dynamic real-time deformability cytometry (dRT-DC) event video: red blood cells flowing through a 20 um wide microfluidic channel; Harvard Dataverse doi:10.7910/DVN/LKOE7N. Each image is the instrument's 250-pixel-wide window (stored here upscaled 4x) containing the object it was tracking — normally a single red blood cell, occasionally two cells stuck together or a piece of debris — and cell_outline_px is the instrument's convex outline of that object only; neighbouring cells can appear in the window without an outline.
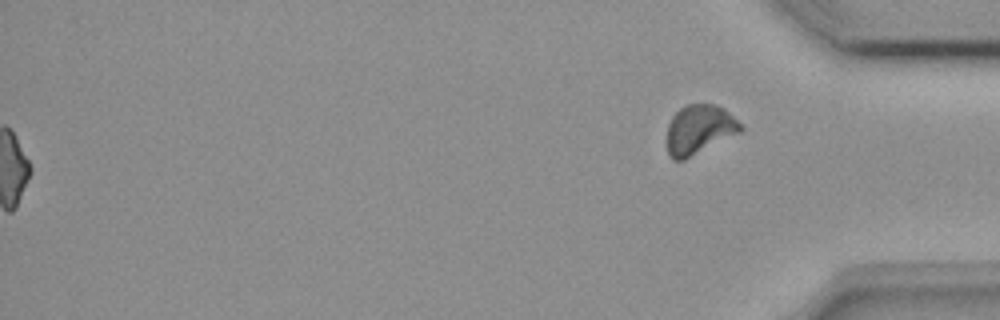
{"species": "common noctule bat (a hibernating species)", "species_latin": "Nyctalus noctula", "temperature_condition": "room temperature", "stored_images_in_passage": 53, "segment_of_instrument_passage": [2, 2], "camera_frame_rate_fps": 3000, "um_per_image_px": 0.085, "animal": {"sex": "female", "body_mass_g": 18.4}, "frame": {"image": 1, "passage_image": 53, "time_ms": 17.333, "image_size_px": [1000, 320], "cell_outline_px": [[744, 128], [740, 132], [684, 160], [672, 160], [668, 156], [668, 124], [672, 116], [680, 108], [688, 104], [716, 104], [724, 108]], "centroid_in_image_um": [59.42, 11.01], "position_along_channel_um": 375.8, "area_um2": 20.98}}